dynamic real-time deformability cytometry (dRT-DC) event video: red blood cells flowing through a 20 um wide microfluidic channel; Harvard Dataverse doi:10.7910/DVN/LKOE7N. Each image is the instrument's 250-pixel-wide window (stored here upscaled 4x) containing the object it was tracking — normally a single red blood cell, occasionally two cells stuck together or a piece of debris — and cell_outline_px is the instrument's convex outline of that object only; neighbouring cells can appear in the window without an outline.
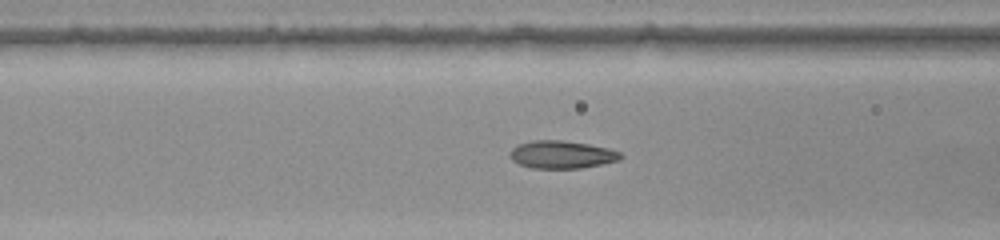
{"species": "common noctule bat (a hibernating species)", "species_latin": "Nyctalus noctula", "temperature_condition": "warm", "stored_images_in_passage": 53, "camera_frame_rate_fps": 3000, "um_per_image_px": 0.085, "animal": {"sex": "female", "body_mass_g": 22.0, "forearm_length_mm": 56.7}, "frame": {"image": 1, "passage_image": 20, "time_ms": 6.333, "image_size_px": [1000, 240], "cell_outline_px": [[624, 156], [620, 160], [580, 168], [532, 168], [520, 164], [512, 160], [508, 156], [508, 152], [516, 144], [532, 140], [560, 140], [588, 144], [608, 148], [620, 152]], "centroid_in_image_um": [47.71, 13.13], "position_along_channel_um": 118.9, "area_um2": 17.98}}
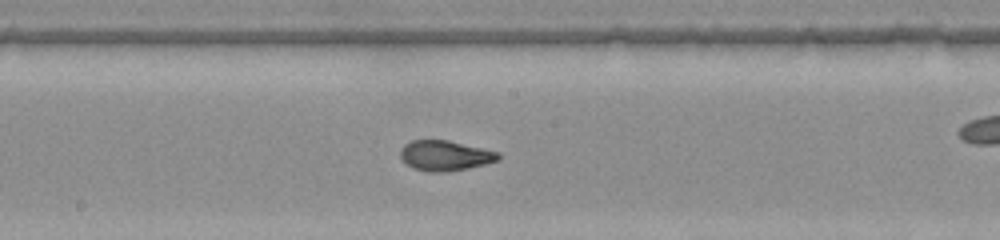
{"frame": {"image": 2, "passage_image": 27, "time_ms": 8.667, "image_size_px": [1000, 240], "cell_outline_px": [[500, 160], [488, 164], [468, 168], [444, 172], [428, 172], [412, 168], [400, 156], [400, 148], [404, 144], [412, 140], [448, 140], [500, 152]], "centroid_in_image_um": [37.86, 13.22], "position_along_channel_um": 210.3, "area_um2": 17.4}}
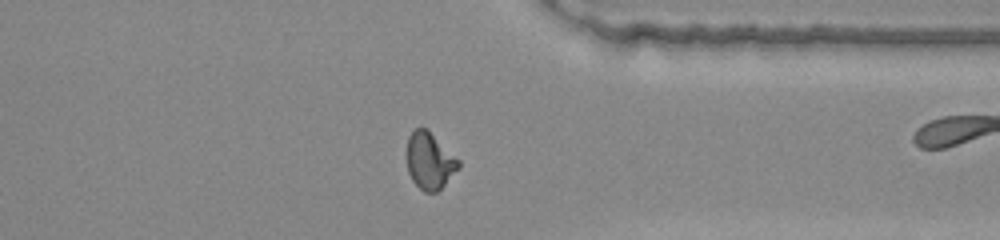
{"frame": {"image": 3, "passage_image": 40, "time_ms": 13.0, "image_size_px": [1000, 240], "cell_outline_px": [[460, 168], [436, 192], [424, 192], [412, 180], [408, 172], [408, 136], [416, 128], [424, 128], [460, 160]], "centroid_in_image_um": [36.53, 13.7], "position_along_channel_um": 374.9, "area_um2": 16.59}, "authors_computed_cell_mechanics": {"area_um2": 17.4556, "velocity_mm_per_s": 3.9312, "shape_relaxation_time_tau1_ms": null, "shape_relaxation_time_tau2_ms": 0.7567, "deformation_change_tau1": null, "deformation_change_tau2": 0.0603}}